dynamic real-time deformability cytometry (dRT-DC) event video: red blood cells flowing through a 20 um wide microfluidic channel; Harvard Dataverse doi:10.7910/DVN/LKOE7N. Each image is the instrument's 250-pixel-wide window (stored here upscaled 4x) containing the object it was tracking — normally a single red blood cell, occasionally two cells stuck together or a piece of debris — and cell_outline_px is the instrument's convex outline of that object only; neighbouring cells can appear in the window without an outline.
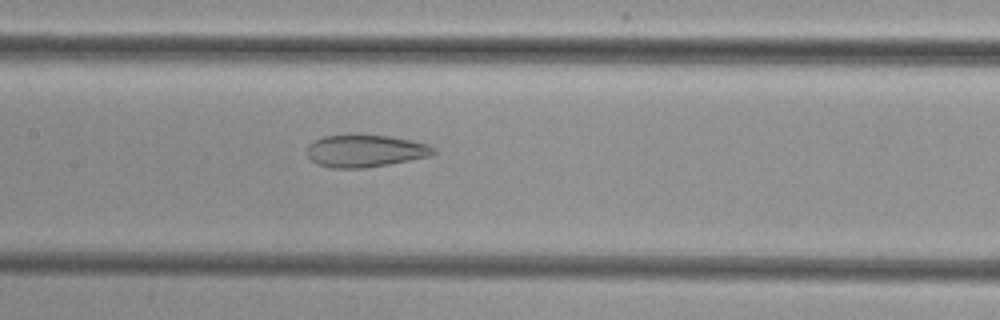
{"species": "common noctule bat (a hibernating species)", "species_latin": "Nyctalus noctula", "temperature_condition": "cold", "stored_images_in_passage": 41, "camera_frame_rate_fps": 3000, "um_per_image_px": 0.085, "animal": {"sex": "female", "body_mass_g": 29.2, "forearm_length_mm": 56.3}, "frame": {"image": 1, "passage_image": 14, "time_ms": 4.333, "image_size_px": [1000, 320], "cell_outline_px": [[436, 152], [432, 156], [388, 164], [364, 168], [332, 168], [316, 164], [308, 156], [308, 144], [312, 140], [324, 136], [348, 132], [356, 132], [388, 136], [412, 140], [428, 144], [436, 148]], "centroid_in_image_um": [31.03, 12.78], "position_along_channel_um": 176.4, "area_um2": 24.68}}
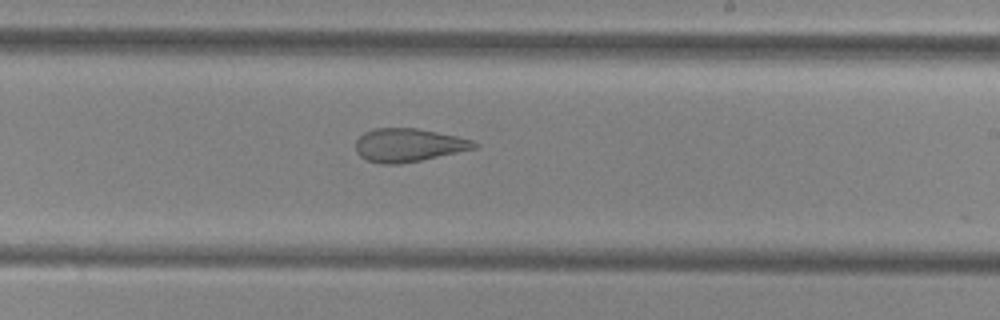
{"frame": {"image": 2, "passage_image": 20, "time_ms": 6.333, "image_size_px": [1000, 320], "cell_outline_px": [[480, 144], [476, 148], [420, 160], [400, 164], [380, 164], [368, 160], [360, 156], [356, 152], [356, 140], [364, 132], [376, 128], [416, 128], [456, 136], [472, 140]], "centroid_in_image_um": [34.7, 12.33], "position_along_channel_um": 254.3, "area_um2": 22.83}}
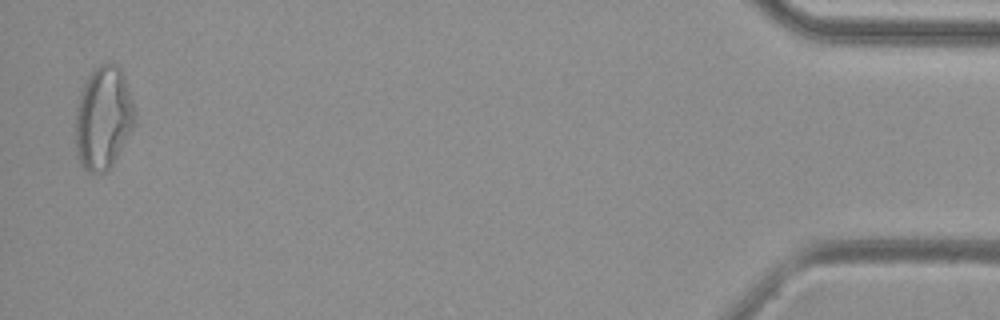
{"frame": {"image": 3, "passage_image": 40, "time_ms": 13.0, "image_size_px": [1000, 320], "cell_outline_px": [[132, 128], [112, 164], [100, 176], [88, 172], [80, 164], [76, 156], [76, 108], [80, 92], [88, 76], [104, 60], [116, 64], [120, 68], [124, 76], [132, 100]], "centroid_in_image_um": [8.73, 10.03], "position_along_channel_um": 426.5, "area_um2": 35.2}}